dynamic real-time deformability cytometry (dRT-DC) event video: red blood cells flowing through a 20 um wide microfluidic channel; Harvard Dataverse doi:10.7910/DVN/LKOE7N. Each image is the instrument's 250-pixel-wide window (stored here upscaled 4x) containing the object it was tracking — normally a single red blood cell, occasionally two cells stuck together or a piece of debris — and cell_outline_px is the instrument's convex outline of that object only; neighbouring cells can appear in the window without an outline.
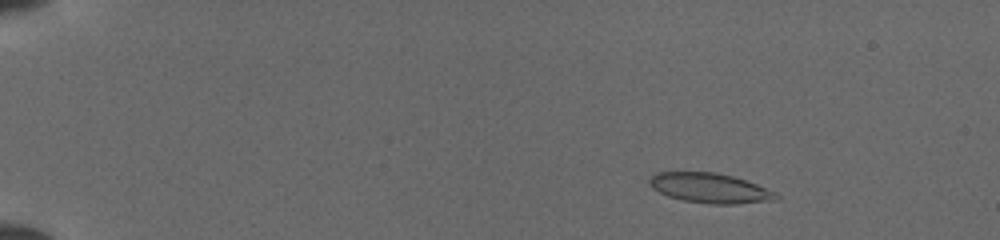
{"species": "common noctule bat (a hibernating species)", "species_latin": "Nyctalus noctula", "temperature_condition": "cold", "stored_images_in_passage": 50, "camera_frame_rate_fps": 3000, "um_per_image_px": 0.085, "animal": {"sex": "female", "body_mass_g": 19.5, "forearm_length_mm": 54.1}, "frame": {"image": 1, "passage_image": 7, "time_ms": 2.0, "image_size_px": [1000, 240], "cell_outline_px": [[780, 196], [776, 200], [736, 204], [712, 204], [684, 200], [668, 196], [652, 188], [648, 184], [648, 180], [656, 172], [716, 172], [732, 176], [756, 184], [776, 192]], "centroid_in_image_um": [60.34, 15.98], "position_along_channel_um": 24.7, "area_um2": 21.96}}
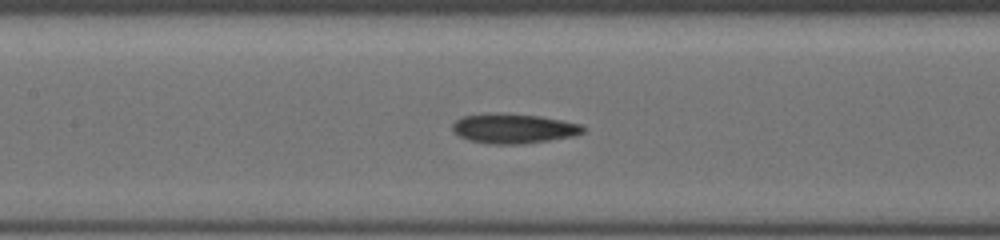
{"frame": {"image": 2, "passage_image": 25, "time_ms": 8.0, "image_size_px": [1000, 240], "cell_outline_px": [[584, 132], [572, 136], [524, 144], [488, 144], [468, 140], [452, 132], [452, 124], [460, 116], [492, 112], [496, 112], [540, 116], [580, 124], [584, 128]], "centroid_in_image_um": [43.57, 10.91], "position_along_channel_um": 163.8, "area_um2": 22.77}}
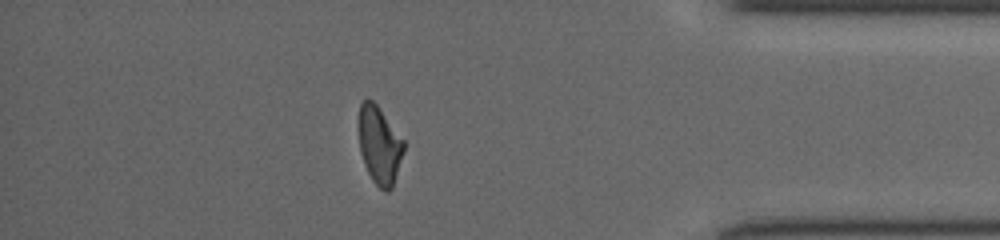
{"frame": {"image": 3, "passage_image": 44, "time_ms": 14.333, "image_size_px": [1000, 240], "cell_outline_px": [[404, 152], [392, 188], [388, 192], [384, 192], [372, 180], [364, 164], [360, 152], [360, 104], [364, 100], [372, 100], [376, 104], [404, 140]], "centroid_in_image_um": [32.28, 12.39], "position_along_channel_um": 402.9, "area_um2": 20.06}}